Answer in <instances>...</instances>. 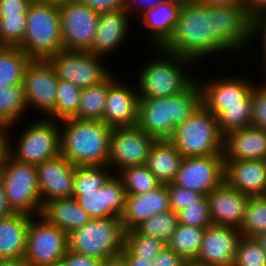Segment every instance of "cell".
Wrapping results in <instances>:
<instances>
[{"label": "cell", "instance_id": "74e56055", "mask_svg": "<svg viewBox=\"0 0 266 266\" xmlns=\"http://www.w3.org/2000/svg\"><path fill=\"white\" fill-rule=\"evenodd\" d=\"M239 231L247 237H259L266 232V195L249 197Z\"/></svg>", "mask_w": 266, "mask_h": 266}, {"label": "cell", "instance_id": "8fae6325", "mask_svg": "<svg viewBox=\"0 0 266 266\" xmlns=\"http://www.w3.org/2000/svg\"><path fill=\"white\" fill-rule=\"evenodd\" d=\"M101 58L89 51L61 50L47 60L59 80L70 81L83 89L99 84L111 73Z\"/></svg>", "mask_w": 266, "mask_h": 266}, {"label": "cell", "instance_id": "ffe728a7", "mask_svg": "<svg viewBox=\"0 0 266 266\" xmlns=\"http://www.w3.org/2000/svg\"><path fill=\"white\" fill-rule=\"evenodd\" d=\"M241 237L237 228L214 224L207 227L195 261L203 266H232Z\"/></svg>", "mask_w": 266, "mask_h": 266}, {"label": "cell", "instance_id": "60d3db41", "mask_svg": "<svg viewBox=\"0 0 266 266\" xmlns=\"http://www.w3.org/2000/svg\"><path fill=\"white\" fill-rule=\"evenodd\" d=\"M252 105L227 106L218 116V127L223 136L251 126Z\"/></svg>", "mask_w": 266, "mask_h": 266}, {"label": "cell", "instance_id": "8992f818", "mask_svg": "<svg viewBox=\"0 0 266 266\" xmlns=\"http://www.w3.org/2000/svg\"><path fill=\"white\" fill-rule=\"evenodd\" d=\"M156 51L165 56L162 59L159 56L160 58H155L142 66L136 87L139 98L170 97L184 91L196 79L188 73L185 74L186 71L183 69L186 65L192 66L193 61L160 48Z\"/></svg>", "mask_w": 266, "mask_h": 266}, {"label": "cell", "instance_id": "2e32d148", "mask_svg": "<svg viewBox=\"0 0 266 266\" xmlns=\"http://www.w3.org/2000/svg\"><path fill=\"white\" fill-rule=\"evenodd\" d=\"M59 79L48 60L32 59L25 71L23 88L27 106L47 116L54 110Z\"/></svg>", "mask_w": 266, "mask_h": 266}, {"label": "cell", "instance_id": "e0dca14e", "mask_svg": "<svg viewBox=\"0 0 266 266\" xmlns=\"http://www.w3.org/2000/svg\"><path fill=\"white\" fill-rule=\"evenodd\" d=\"M36 168L42 205L73 196L76 166L61 153L38 164Z\"/></svg>", "mask_w": 266, "mask_h": 266}, {"label": "cell", "instance_id": "6da1fadb", "mask_svg": "<svg viewBox=\"0 0 266 266\" xmlns=\"http://www.w3.org/2000/svg\"><path fill=\"white\" fill-rule=\"evenodd\" d=\"M195 62L215 52H232L212 31L211 5L183 1L172 36L160 48Z\"/></svg>", "mask_w": 266, "mask_h": 266}, {"label": "cell", "instance_id": "11a10c76", "mask_svg": "<svg viewBox=\"0 0 266 266\" xmlns=\"http://www.w3.org/2000/svg\"><path fill=\"white\" fill-rule=\"evenodd\" d=\"M246 10L250 18L266 12V0H246Z\"/></svg>", "mask_w": 266, "mask_h": 266}, {"label": "cell", "instance_id": "7c38bea8", "mask_svg": "<svg viewBox=\"0 0 266 266\" xmlns=\"http://www.w3.org/2000/svg\"><path fill=\"white\" fill-rule=\"evenodd\" d=\"M64 50L88 51L95 39L99 13L78 0L59 5Z\"/></svg>", "mask_w": 266, "mask_h": 266}, {"label": "cell", "instance_id": "03108f58", "mask_svg": "<svg viewBox=\"0 0 266 266\" xmlns=\"http://www.w3.org/2000/svg\"><path fill=\"white\" fill-rule=\"evenodd\" d=\"M262 61H264L263 62V64H264L263 65V68H264V70H263L264 72L263 73H265V77H266V58L264 60H262ZM265 84H266V82H265Z\"/></svg>", "mask_w": 266, "mask_h": 266}, {"label": "cell", "instance_id": "816d5d0a", "mask_svg": "<svg viewBox=\"0 0 266 266\" xmlns=\"http://www.w3.org/2000/svg\"><path fill=\"white\" fill-rule=\"evenodd\" d=\"M262 35V57L263 60L266 58V12L258 14L256 17L251 19V40H254V37ZM256 35V36H255Z\"/></svg>", "mask_w": 266, "mask_h": 266}, {"label": "cell", "instance_id": "be15d7a7", "mask_svg": "<svg viewBox=\"0 0 266 266\" xmlns=\"http://www.w3.org/2000/svg\"><path fill=\"white\" fill-rule=\"evenodd\" d=\"M260 242L262 243L263 245V248L265 249L266 251V232L265 233H262L259 237H257Z\"/></svg>", "mask_w": 266, "mask_h": 266}, {"label": "cell", "instance_id": "cb8c5ba5", "mask_svg": "<svg viewBox=\"0 0 266 266\" xmlns=\"http://www.w3.org/2000/svg\"><path fill=\"white\" fill-rule=\"evenodd\" d=\"M224 181L250 196L266 195V160L224 161Z\"/></svg>", "mask_w": 266, "mask_h": 266}, {"label": "cell", "instance_id": "6f0895ef", "mask_svg": "<svg viewBox=\"0 0 266 266\" xmlns=\"http://www.w3.org/2000/svg\"><path fill=\"white\" fill-rule=\"evenodd\" d=\"M205 5H246V0H196Z\"/></svg>", "mask_w": 266, "mask_h": 266}, {"label": "cell", "instance_id": "9a60e30c", "mask_svg": "<svg viewBox=\"0 0 266 266\" xmlns=\"http://www.w3.org/2000/svg\"><path fill=\"white\" fill-rule=\"evenodd\" d=\"M211 24L212 31L232 53L252 44L251 18L245 5H211Z\"/></svg>", "mask_w": 266, "mask_h": 266}, {"label": "cell", "instance_id": "3957f363", "mask_svg": "<svg viewBox=\"0 0 266 266\" xmlns=\"http://www.w3.org/2000/svg\"><path fill=\"white\" fill-rule=\"evenodd\" d=\"M60 153L75 166H105L112 127L103 121L68 118L61 120Z\"/></svg>", "mask_w": 266, "mask_h": 266}, {"label": "cell", "instance_id": "484cf974", "mask_svg": "<svg viewBox=\"0 0 266 266\" xmlns=\"http://www.w3.org/2000/svg\"><path fill=\"white\" fill-rule=\"evenodd\" d=\"M129 13L125 9L99 13V22L94 42L88 50L94 55L101 57L116 48L124 41L128 31Z\"/></svg>", "mask_w": 266, "mask_h": 266}, {"label": "cell", "instance_id": "b9f144b4", "mask_svg": "<svg viewBox=\"0 0 266 266\" xmlns=\"http://www.w3.org/2000/svg\"><path fill=\"white\" fill-rule=\"evenodd\" d=\"M125 246L135 256L153 261L165 244L151 235L141 234L132 229L125 233Z\"/></svg>", "mask_w": 266, "mask_h": 266}, {"label": "cell", "instance_id": "f6af8a7d", "mask_svg": "<svg viewBox=\"0 0 266 266\" xmlns=\"http://www.w3.org/2000/svg\"><path fill=\"white\" fill-rule=\"evenodd\" d=\"M168 192L170 197V207L175 213H178L187 205L198 203L205 197V195L197 191L180 187L173 182L168 184Z\"/></svg>", "mask_w": 266, "mask_h": 266}, {"label": "cell", "instance_id": "30bf717a", "mask_svg": "<svg viewBox=\"0 0 266 266\" xmlns=\"http://www.w3.org/2000/svg\"><path fill=\"white\" fill-rule=\"evenodd\" d=\"M31 217L24 260L29 266H59L68 251V233L39 215Z\"/></svg>", "mask_w": 266, "mask_h": 266}, {"label": "cell", "instance_id": "5b68a950", "mask_svg": "<svg viewBox=\"0 0 266 266\" xmlns=\"http://www.w3.org/2000/svg\"><path fill=\"white\" fill-rule=\"evenodd\" d=\"M126 230L119 217L94 218L68 233V250L105 260L121 255Z\"/></svg>", "mask_w": 266, "mask_h": 266}, {"label": "cell", "instance_id": "836d02e7", "mask_svg": "<svg viewBox=\"0 0 266 266\" xmlns=\"http://www.w3.org/2000/svg\"><path fill=\"white\" fill-rule=\"evenodd\" d=\"M204 230L178 223L168 246L185 261H195L200 251Z\"/></svg>", "mask_w": 266, "mask_h": 266}, {"label": "cell", "instance_id": "ac0fdd59", "mask_svg": "<svg viewBox=\"0 0 266 266\" xmlns=\"http://www.w3.org/2000/svg\"><path fill=\"white\" fill-rule=\"evenodd\" d=\"M72 197L92 219L121 218L125 209L127 194L122 179L115 173L99 190L73 192Z\"/></svg>", "mask_w": 266, "mask_h": 266}, {"label": "cell", "instance_id": "d6986e66", "mask_svg": "<svg viewBox=\"0 0 266 266\" xmlns=\"http://www.w3.org/2000/svg\"><path fill=\"white\" fill-rule=\"evenodd\" d=\"M202 105L217 117L227 106L252 105L251 89L254 86L245 78H220L201 84Z\"/></svg>", "mask_w": 266, "mask_h": 266}, {"label": "cell", "instance_id": "7bdbcfd3", "mask_svg": "<svg viewBox=\"0 0 266 266\" xmlns=\"http://www.w3.org/2000/svg\"><path fill=\"white\" fill-rule=\"evenodd\" d=\"M27 15L0 16L2 46H19L26 31Z\"/></svg>", "mask_w": 266, "mask_h": 266}, {"label": "cell", "instance_id": "e7e4bbea", "mask_svg": "<svg viewBox=\"0 0 266 266\" xmlns=\"http://www.w3.org/2000/svg\"><path fill=\"white\" fill-rule=\"evenodd\" d=\"M181 266H203L196 261H185Z\"/></svg>", "mask_w": 266, "mask_h": 266}, {"label": "cell", "instance_id": "f1b7e54d", "mask_svg": "<svg viewBox=\"0 0 266 266\" xmlns=\"http://www.w3.org/2000/svg\"><path fill=\"white\" fill-rule=\"evenodd\" d=\"M41 216L67 233L92 219L73 197L46 202L43 205Z\"/></svg>", "mask_w": 266, "mask_h": 266}, {"label": "cell", "instance_id": "e575fe53", "mask_svg": "<svg viewBox=\"0 0 266 266\" xmlns=\"http://www.w3.org/2000/svg\"><path fill=\"white\" fill-rule=\"evenodd\" d=\"M82 89L70 81L59 80L54 110L46 117L61 121L78 111Z\"/></svg>", "mask_w": 266, "mask_h": 266}, {"label": "cell", "instance_id": "7402d4cb", "mask_svg": "<svg viewBox=\"0 0 266 266\" xmlns=\"http://www.w3.org/2000/svg\"><path fill=\"white\" fill-rule=\"evenodd\" d=\"M212 223L240 229L249 196L230 187L225 181L208 195Z\"/></svg>", "mask_w": 266, "mask_h": 266}, {"label": "cell", "instance_id": "4fadbf2b", "mask_svg": "<svg viewBox=\"0 0 266 266\" xmlns=\"http://www.w3.org/2000/svg\"><path fill=\"white\" fill-rule=\"evenodd\" d=\"M155 140L137 125L112 128L107 165L112 166L111 169L117 174L127 167L146 165L150 148Z\"/></svg>", "mask_w": 266, "mask_h": 266}, {"label": "cell", "instance_id": "5bb4252c", "mask_svg": "<svg viewBox=\"0 0 266 266\" xmlns=\"http://www.w3.org/2000/svg\"><path fill=\"white\" fill-rule=\"evenodd\" d=\"M224 176L223 155L183 157L173 183L207 196L224 182Z\"/></svg>", "mask_w": 266, "mask_h": 266}, {"label": "cell", "instance_id": "9f6ffc18", "mask_svg": "<svg viewBox=\"0 0 266 266\" xmlns=\"http://www.w3.org/2000/svg\"><path fill=\"white\" fill-rule=\"evenodd\" d=\"M12 214H14V212L8 204L3 186L0 182V218L8 217Z\"/></svg>", "mask_w": 266, "mask_h": 266}, {"label": "cell", "instance_id": "4316f807", "mask_svg": "<svg viewBox=\"0 0 266 266\" xmlns=\"http://www.w3.org/2000/svg\"><path fill=\"white\" fill-rule=\"evenodd\" d=\"M182 4V0H167L140 15L141 24L147 29L155 50L172 36Z\"/></svg>", "mask_w": 266, "mask_h": 266}, {"label": "cell", "instance_id": "7a4b0ae2", "mask_svg": "<svg viewBox=\"0 0 266 266\" xmlns=\"http://www.w3.org/2000/svg\"><path fill=\"white\" fill-rule=\"evenodd\" d=\"M170 97L139 98L137 126L156 140L169 139L202 105L199 80Z\"/></svg>", "mask_w": 266, "mask_h": 266}, {"label": "cell", "instance_id": "83f0119b", "mask_svg": "<svg viewBox=\"0 0 266 266\" xmlns=\"http://www.w3.org/2000/svg\"><path fill=\"white\" fill-rule=\"evenodd\" d=\"M31 217L14 213L0 218V260L24 258Z\"/></svg>", "mask_w": 266, "mask_h": 266}, {"label": "cell", "instance_id": "7dc6e473", "mask_svg": "<svg viewBox=\"0 0 266 266\" xmlns=\"http://www.w3.org/2000/svg\"><path fill=\"white\" fill-rule=\"evenodd\" d=\"M33 0H0V16L27 15Z\"/></svg>", "mask_w": 266, "mask_h": 266}, {"label": "cell", "instance_id": "6125c7cd", "mask_svg": "<svg viewBox=\"0 0 266 266\" xmlns=\"http://www.w3.org/2000/svg\"><path fill=\"white\" fill-rule=\"evenodd\" d=\"M34 1L60 5V4H63L64 2H66L68 0H34Z\"/></svg>", "mask_w": 266, "mask_h": 266}, {"label": "cell", "instance_id": "c3c4849f", "mask_svg": "<svg viewBox=\"0 0 266 266\" xmlns=\"http://www.w3.org/2000/svg\"><path fill=\"white\" fill-rule=\"evenodd\" d=\"M102 260L68 250L59 266H101Z\"/></svg>", "mask_w": 266, "mask_h": 266}, {"label": "cell", "instance_id": "680465c9", "mask_svg": "<svg viewBox=\"0 0 266 266\" xmlns=\"http://www.w3.org/2000/svg\"><path fill=\"white\" fill-rule=\"evenodd\" d=\"M101 266H127V264L122 255H119L114 258L103 260Z\"/></svg>", "mask_w": 266, "mask_h": 266}, {"label": "cell", "instance_id": "9c48e42d", "mask_svg": "<svg viewBox=\"0 0 266 266\" xmlns=\"http://www.w3.org/2000/svg\"><path fill=\"white\" fill-rule=\"evenodd\" d=\"M58 122V123H57ZM60 121L50 118L31 123L23 130L17 141L16 149H12V139L4 131V150L15 160L38 165L60 154Z\"/></svg>", "mask_w": 266, "mask_h": 266}, {"label": "cell", "instance_id": "db71d44e", "mask_svg": "<svg viewBox=\"0 0 266 266\" xmlns=\"http://www.w3.org/2000/svg\"><path fill=\"white\" fill-rule=\"evenodd\" d=\"M127 266H154L153 261L135 256L126 246L121 252Z\"/></svg>", "mask_w": 266, "mask_h": 266}, {"label": "cell", "instance_id": "f5cc1de1", "mask_svg": "<svg viewBox=\"0 0 266 266\" xmlns=\"http://www.w3.org/2000/svg\"><path fill=\"white\" fill-rule=\"evenodd\" d=\"M165 1L167 0H125L124 9L130 14V11H132L134 8V11L136 9L140 10L139 15H142L145 11L157 7L159 4L164 3Z\"/></svg>", "mask_w": 266, "mask_h": 266}, {"label": "cell", "instance_id": "f546056e", "mask_svg": "<svg viewBox=\"0 0 266 266\" xmlns=\"http://www.w3.org/2000/svg\"><path fill=\"white\" fill-rule=\"evenodd\" d=\"M183 156L169 139L155 140L146 162L148 169L162 184L172 183Z\"/></svg>", "mask_w": 266, "mask_h": 266}, {"label": "cell", "instance_id": "1f68e13d", "mask_svg": "<svg viewBox=\"0 0 266 266\" xmlns=\"http://www.w3.org/2000/svg\"><path fill=\"white\" fill-rule=\"evenodd\" d=\"M27 109L23 85L0 84V127L4 131L14 127L15 121L18 122Z\"/></svg>", "mask_w": 266, "mask_h": 266}, {"label": "cell", "instance_id": "681fc988", "mask_svg": "<svg viewBox=\"0 0 266 266\" xmlns=\"http://www.w3.org/2000/svg\"><path fill=\"white\" fill-rule=\"evenodd\" d=\"M185 262L174 250L165 245L156 258L153 260L154 266H181Z\"/></svg>", "mask_w": 266, "mask_h": 266}, {"label": "cell", "instance_id": "bcb514c9", "mask_svg": "<svg viewBox=\"0 0 266 266\" xmlns=\"http://www.w3.org/2000/svg\"><path fill=\"white\" fill-rule=\"evenodd\" d=\"M251 126L266 130V84L254 85L251 89Z\"/></svg>", "mask_w": 266, "mask_h": 266}, {"label": "cell", "instance_id": "4dcf8cb0", "mask_svg": "<svg viewBox=\"0 0 266 266\" xmlns=\"http://www.w3.org/2000/svg\"><path fill=\"white\" fill-rule=\"evenodd\" d=\"M31 60L18 46L0 47V84L23 85L25 71Z\"/></svg>", "mask_w": 266, "mask_h": 266}, {"label": "cell", "instance_id": "ee69618b", "mask_svg": "<svg viewBox=\"0 0 266 266\" xmlns=\"http://www.w3.org/2000/svg\"><path fill=\"white\" fill-rule=\"evenodd\" d=\"M179 223L206 229L213 225L207 196L196 204L187 205L178 212Z\"/></svg>", "mask_w": 266, "mask_h": 266}, {"label": "cell", "instance_id": "f907efd6", "mask_svg": "<svg viewBox=\"0 0 266 266\" xmlns=\"http://www.w3.org/2000/svg\"><path fill=\"white\" fill-rule=\"evenodd\" d=\"M98 13L124 9L125 0H78Z\"/></svg>", "mask_w": 266, "mask_h": 266}, {"label": "cell", "instance_id": "ba28073f", "mask_svg": "<svg viewBox=\"0 0 266 266\" xmlns=\"http://www.w3.org/2000/svg\"><path fill=\"white\" fill-rule=\"evenodd\" d=\"M169 140L183 157L223 155L224 136L217 117L203 105L174 129Z\"/></svg>", "mask_w": 266, "mask_h": 266}, {"label": "cell", "instance_id": "603a6c76", "mask_svg": "<svg viewBox=\"0 0 266 266\" xmlns=\"http://www.w3.org/2000/svg\"><path fill=\"white\" fill-rule=\"evenodd\" d=\"M171 210L168 184L141 193L127 194L125 209L121 216L126 231L135 229L150 217Z\"/></svg>", "mask_w": 266, "mask_h": 266}, {"label": "cell", "instance_id": "8d00e7d4", "mask_svg": "<svg viewBox=\"0 0 266 266\" xmlns=\"http://www.w3.org/2000/svg\"><path fill=\"white\" fill-rule=\"evenodd\" d=\"M178 223V213L169 210L150 217L135 229L141 234L151 235L165 245H168Z\"/></svg>", "mask_w": 266, "mask_h": 266}, {"label": "cell", "instance_id": "d590c367", "mask_svg": "<svg viewBox=\"0 0 266 266\" xmlns=\"http://www.w3.org/2000/svg\"><path fill=\"white\" fill-rule=\"evenodd\" d=\"M117 175L123 181L126 194L149 192L162 184L146 165L124 168Z\"/></svg>", "mask_w": 266, "mask_h": 266}, {"label": "cell", "instance_id": "91938a15", "mask_svg": "<svg viewBox=\"0 0 266 266\" xmlns=\"http://www.w3.org/2000/svg\"><path fill=\"white\" fill-rule=\"evenodd\" d=\"M0 266H29L28 263L22 259H7L0 260Z\"/></svg>", "mask_w": 266, "mask_h": 266}, {"label": "cell", "instance_id": "277c9868", "mask_svg": "<svg viewBox=\"0 0 266 266\" xmlns=\"http://www.w3.org/2000/svg\"><path fill=\"white\" fill-rule=\"evenodd\" d=\"M31 59L47 60L64 50L59 5L32 1L26 19V31L18 46Z\"/></svg>", "mask_w": 266, "mask_h": 266}, {"label": "cell", "instance_id": "f35d334b", "mask_svg": "<svg viewBox=\"0 0 266 266\" xmlns=\"http://www.w3.org/2000/svg\"><path fill=\"white\" fill-rule=\"evenodd\" d=\"M110 170L111 168H109L108 165L76 166L73 192H90L99 190L113 175Z\"/></svg>", "mask_w": 266, "mask_h": 266}, {"label": "cell", "instance_id": "52a82bcc", "mask_svg": "<svg viewBox=\"0 0 266 266\" xmlns=\"http://www.w3.org/2000/svg\"><path fill=\"white\" fill-rule=\"evenodd\" d=\"M0 182L14 213L41 215L43 205L36 165L19 162L3 150L0 156Z\"/></svg>", "mask_w": 266, "mask_h": 266}, {"label": "cell", "instance_id": "94428289", "mask_svg": "<svg viewBox=\"0 0 266 266\" xmlns=\"http://www.w3.org/2000/svg\"><path fill=\"white\" fill-rule=\"evenodd\" d=\"M4 150V129L0 127V156Z\"/></svg>", "mask_w": 266, "mask_h": 266}, {"label": "cell", "instance_id": "ab89813d", "mask_svg": "<svg viewBox=\"0 0 266 266\" xmlns=\"http://www.w3.org/2000/svg\"><path fill=\"white\" fill-rule=\"evenodd\" d=\"M232 266H266V251L257 237L240 238Z\"/></svg>", "mask_w": 266, "mask_h": 266}, {"label": "cell", "instance_id": "d4e9b609", "mask_svg": "<svg viewBox=\"0 0 266 266\" xmlns=\"http://www.w3.org/2000/svg\"><path fill=\"white\" fill-rule=\"evenodd\" d=\"M223 159L266 160V130L249 126L227 133L223 140Z\"/></svg>", "mask_w": 266, "mask_h": 266}, {"label": "cell", "instance_id": "d6a6232c", "mask_svg": "<svg viewBox=\"0 0 266 266\" xmlns=\"http://www.w3.org/2000/svg\"><path fill=\"white\" fill-rule=\"evenodd\" d=\"M108 76L99 84L83 88L77 113L72 118L104 122Z\"/></svg>", "mask_w": 266, "mask_h": 266}, {"label": "cell", "instance_id": "44dd1931", "mask_svg": "<svg viewBox=\"0 0 266 266\" xmlns=\"http://www.w3.org/2000/svg\"><path fill=\"white\" fill-rule=\"evenodd\" d=\"M119 81L112 73L108 75L104 123L112 128L134 127L138 122L139 94Z\"/></svg>", "mask_w": 266, "mask_h": 266}]
</instances>
